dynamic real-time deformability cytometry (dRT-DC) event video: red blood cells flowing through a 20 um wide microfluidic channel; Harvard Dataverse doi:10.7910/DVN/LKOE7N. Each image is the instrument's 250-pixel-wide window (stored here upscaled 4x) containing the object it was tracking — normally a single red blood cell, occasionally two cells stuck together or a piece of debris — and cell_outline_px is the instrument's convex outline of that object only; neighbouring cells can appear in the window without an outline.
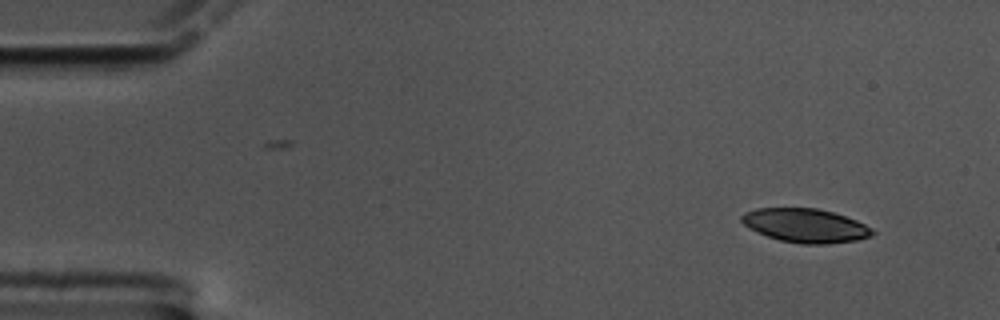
{"species": "common noctule bat (a hibernating species)", "species_latin": "Nyctalus noctula", "temperature_condition": "cold", "stored_images_in_passage": 55, "camera_frame_rate_fps": 3000, "um_per_image_px": 0.085, "animal": {"sex": "male", "body_mass_g": 17.5, "forearm_length_mm": 52.3}, "frame": {"image": 1, "passage_image": 1, "time_ms": 0.0, "image_size_px": [1000, 320], "cell_outline_px": [[876, 232], [872, 236], [856, 240], [828, 244], [800, 244], [780, 240], [768, 236], [744, 224], [740, 220], [740, 216], [744, 212], [756, 208], [816, 208], [832, 212], [856, 220], [872, 228]], "centroid_in_image_um": [68.48, 19.17], "position_along_channel_um": 16.5, "area_um2": 25.66}}
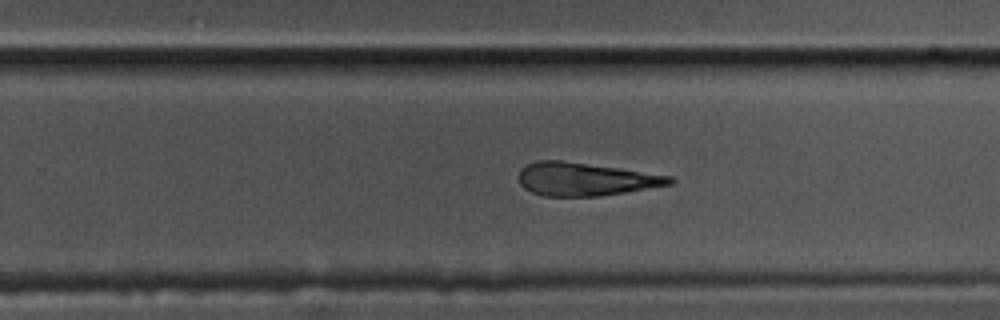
{"frame": {"image": 2, "passage_image": 33, "time_ms": 10.667, "image_size_px": [1000, 320], "cell_outline_px": [[676, 180], [672, 184], [600, 196], [544, 196], [532, 192], [524, 188], [520, 184], [520, 168], [536, 160], [564, 160], [672, 176]], "centroid_in_image_um": [49.74, 15.22], "position_along_channel_um": 280.1, "area_um2": 29.02}}
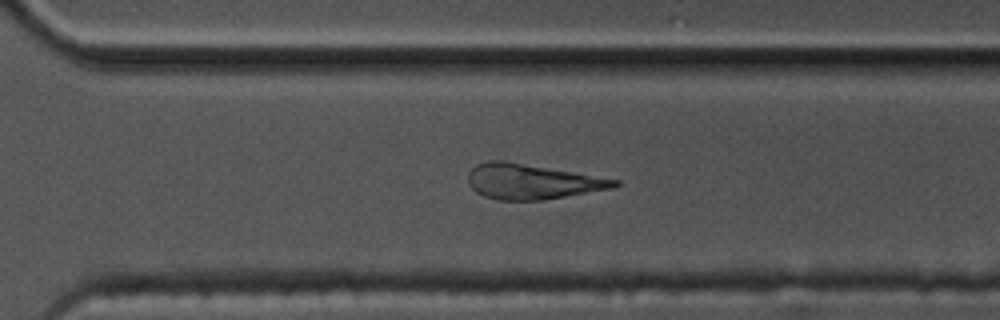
{"frame": {"image": 3, "passage_image": 37, "time_ms": 12.0, "image_size_px": [1000, 320], "cell_outline_px": [[620, 184], [616, 188], [544, 200], [500, 200], [484, 196], [476, 192], [468, 184], [468, 172], [476, 164], [488, 160], [504, 160], [620, 180]], "centroid_in_image_um": [45.22, 15.43], "position_along_channel_um": 325.4, "area_um2": 30.11}}